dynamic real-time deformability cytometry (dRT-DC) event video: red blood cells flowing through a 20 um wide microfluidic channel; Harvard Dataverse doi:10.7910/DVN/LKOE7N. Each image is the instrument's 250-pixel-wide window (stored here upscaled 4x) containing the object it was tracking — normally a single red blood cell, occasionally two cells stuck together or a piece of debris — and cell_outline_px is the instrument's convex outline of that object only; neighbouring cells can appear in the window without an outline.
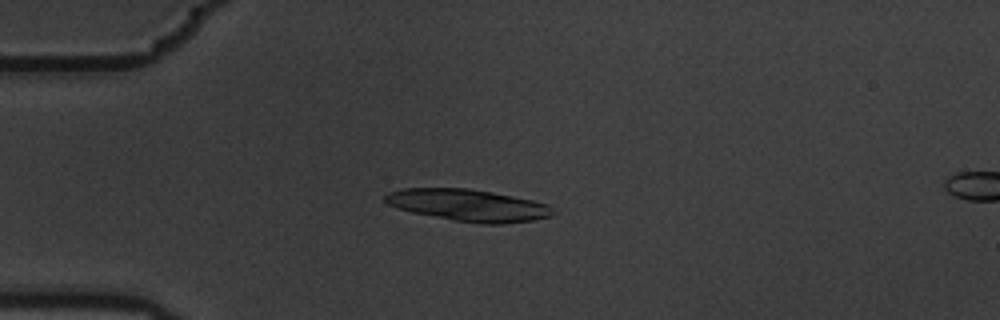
{"species": "common noctule bat (a hibernating species)", "species_latin": "Nyctalus noctula", "temperature_condition": "warm", "stored_images_in_passage": 5, "camera_frame_rate_fps": 3000, "um_per_image_px": 0.085, "animal": {"sex": "male", "body_mass_g": 19.5, "forearm_length_mm": 54.6}, "frame": {"image": 1, "passage_image": 4, "time_ms": 1.0, "image_size_px": [1000, 320], "cell_outline_px": [[556, 212], [552, 216], [532, 220], [504, 224], [480, 224], [452, 220], [412, 212], [396, 208], [388, 204], [384, 200], [384, 196], [388, 192], [404, 188], [468, 188], [512, 196], [532, 200], [548, 204]], "centroid_in_image_um": [39.8, 17.45], "position_along_channel_um": 45.2, "area_um2": 31.27}}